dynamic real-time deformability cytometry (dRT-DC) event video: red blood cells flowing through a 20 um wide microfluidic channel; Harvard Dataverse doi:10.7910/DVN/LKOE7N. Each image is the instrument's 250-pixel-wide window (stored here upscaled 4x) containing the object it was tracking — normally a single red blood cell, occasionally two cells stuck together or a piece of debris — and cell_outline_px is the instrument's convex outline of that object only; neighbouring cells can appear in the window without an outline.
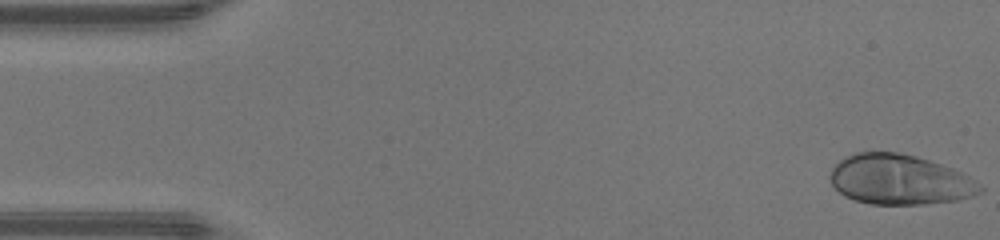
{"species": "human", "species_latin": "Homo sapiens", "temperature_condition": "warm", "stored_images_in_passage": 47, "camera_frame_rate_fps": 3000, "um_per_image_px": 0.085, "donor": {"sex": "male"}, "frame": {"image": 1, "passage_image": 1, "time_ms": 0.0, "image_size_px": [1000, 240], "cell_outline_px": [[984, 192], [972, 196], [956, 200], [924, 204], [872, 204], [856, 200], [844, 196], [832, 184], [828, 176], [832, 168], [844, 156], [852, 152], [900, 152], [916, 156], [952, 168], [968, 176], [984, 188]], "centroid_in_image_um": [76.45, 15.26], "position_along_channel_um": 8.6, "area_um2": 43.75}}
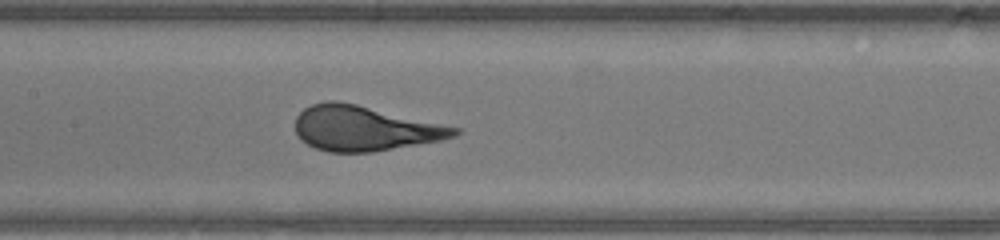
{"frame": {"image": 2, "passage_image": 22, "time_ms": 7.0, "image_size_px": [1000, 240], "cell_outline_px": [[460, 132], [456, 136], [444, 140], [372, 152], [328, 152], [316, 148], [300, 140], [296, 132], [296, 116], [304, 108], [312, 104], [328, 100], [336, 100], [356, 104], [460, 128]], "centroid_in_image_um": [30.98, 10.91], "position_along_channel_um": 176.4, "area_um2": 41.62}}
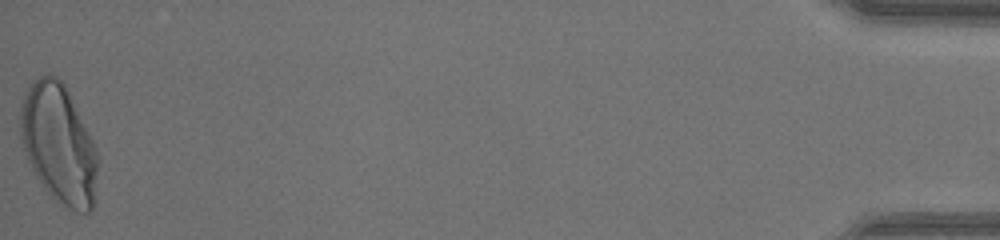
{"frame": {"image": 3, "passage_image": 47, "time_ms": 15.333, "image_size_px": [1000, 240], "cell_outline_px": [[100, 160], [92, 212], [76, 212], [68, 208], [52, 196], [44, 188], [36, 176], [28, 160], [20, 140], [20, 108], [24, 92], [40, 76], [56, 76], [68, 88], [96, 148]], "centroid_in_image_um": [5.02, 12.24], "position_along_channel_um": 430.2, "area_um2": 53.93}, "authors_computed_cell_mechanics": {"area_um2": 41.7894, "velocity_mm_per_s": 4.3551, "shape_relaxation_time_tau1_ms": 3.1095, "shape_relaxation_time_tau2_ms": null, "deformation_change_tau1": 0.2182, "deformation_change_tau2": null}}